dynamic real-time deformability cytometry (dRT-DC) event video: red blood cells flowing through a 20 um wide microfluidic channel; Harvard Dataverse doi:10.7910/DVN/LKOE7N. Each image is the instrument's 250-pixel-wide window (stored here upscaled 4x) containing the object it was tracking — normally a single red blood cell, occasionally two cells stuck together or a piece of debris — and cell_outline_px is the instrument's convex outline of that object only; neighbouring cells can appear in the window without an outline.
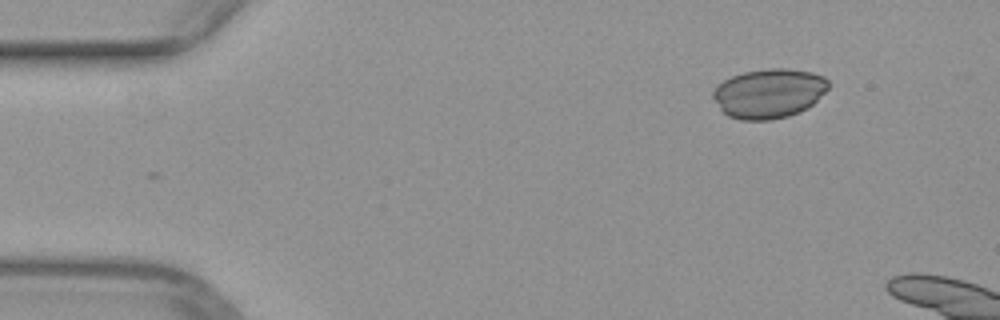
{"species": "common noctule bat (a hibernating species)", "species_latin": "Nyctalus noctula", "temperature_condition": "warm", "stored_images_in_passage": 5, "camera_frame_rate_fps": 3000, "um_per_image_px": 0.085, "animal": {"sex": "female", "body_mass_g": 29.2, "forearm_length_mm": 56.3}, "frame": {"image": 1, "passage_image": 1, "time_ms": 0.0, "image_size_px": [1000, 320], "cell_outline_px": [[832, 84], [808, 108], [800, 112], [788, 116], [772, 120], [740, 120], [728, 116], [720, 108], [712, 96], [712, 92], [724, 80], [732, 76], [744, 72], [768, 68], [788, 68], [812, 72], [824, 76]], "centroid_in_image_um": [65.39, 7.93], "position_along_channel_um": 19.6, "area_um2": 33.35}}